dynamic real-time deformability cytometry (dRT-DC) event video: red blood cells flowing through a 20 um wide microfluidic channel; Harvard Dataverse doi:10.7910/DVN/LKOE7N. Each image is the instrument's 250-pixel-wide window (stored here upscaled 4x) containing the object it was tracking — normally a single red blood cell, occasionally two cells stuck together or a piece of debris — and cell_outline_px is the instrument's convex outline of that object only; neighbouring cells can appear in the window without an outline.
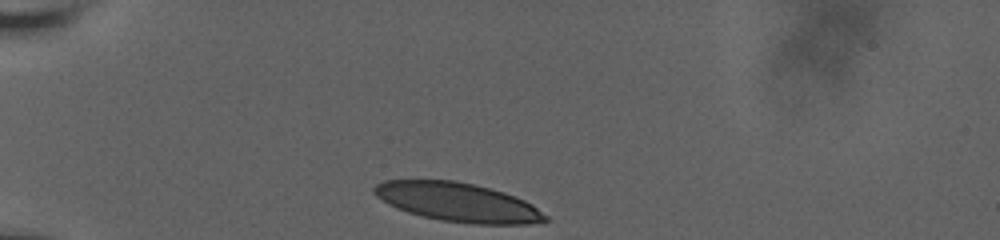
{"species": "human", "species_latin": "Homo sapiens", "temperature_condition": "room temperature", "stored_images_in_passage": 34, "camera_frame_rate_fps": 3000, "um_per_image_px": 0.085, "donor": {"sex": "male"}, "frame": {"image": 1, "passage_image": 1, "time_ms": 0.0, "image_size_px": [1000, 240], "cell_outline_px": [[548, 220], [528, 224], [472, 224], [440, 220], [408, 212], [396, 208], [388, 204], [376, 196], [372, 192], [372, 188], [376, 184], [384, 180], [456, 180], [504, 192], [516, 196], [532, 204], [548, 216]], "centroid_in_image_um": [38.9, 17.18], "position_along_channel_um": 46.1, "area_um2": 38.78}}
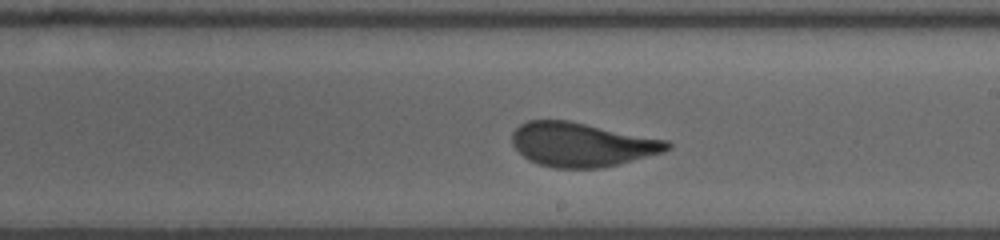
{"frame": {"image": 2, "passage_image": 20, "time_ms": 6.333, "image_size_px": [1000, 240], "cell_outline_px": [[672, 148], [664, 152], [600, 168], [552, 168], [528, 160], [512, 144], [512, 132], [520, 124], [528, 120], [568, 120], [668, 140], [672, 144]], "centroid_in_image_um": [49.45, 12.28], "position_along_channel_um": 239.5, "area_um2": 39.77}}
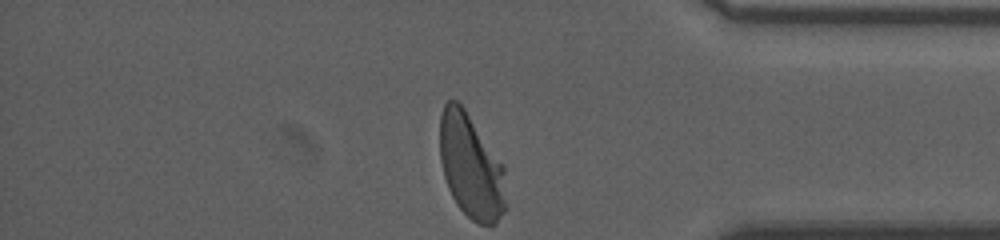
{"frame": {"image": 3, "passage_image": 34, "time_ms": 11.0, "image_size_px": [1000, 240], "cell_outline_px": [[508, 208], [492, 224], [480, 224], [472, 220], [456, 204], [448, 188], [444, 176], [440, 160], [440, 116], [444, 104], [448, 100], [456, 100], [464, 108], [504, 164], [508, 204]], "centroid_in_image_um": [40.06, 14.15], "position_along_channel_um": 395.1, "area_um2": 40.63}, "authors_computed_cell_mechanics": {"area_um2": 40.5178, "velocity_mm_per_s": 3.677, "shape_relaxation_time_tau1_ms": 4.9453, "shape_relaxation_time_tau2_ms": null, "deformation_change_tau1": 0.1682, "deformation_change_tau2": null}}